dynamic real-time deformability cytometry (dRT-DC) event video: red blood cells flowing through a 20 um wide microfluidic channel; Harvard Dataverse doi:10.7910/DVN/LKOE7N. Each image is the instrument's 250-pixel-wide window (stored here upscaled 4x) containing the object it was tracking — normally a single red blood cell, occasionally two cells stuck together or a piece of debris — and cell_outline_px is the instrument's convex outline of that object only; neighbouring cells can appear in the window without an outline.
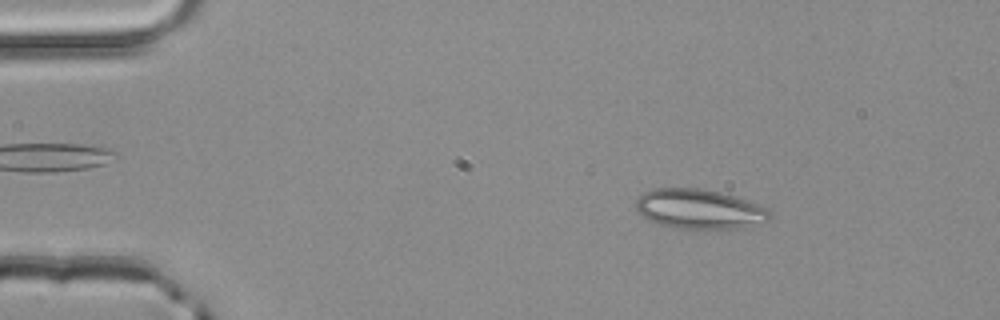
{"species": "common noctule bat (a hibernating species)", "species_latin": "Nyctalus noctula", "temperature_condition": "room temperature", "stored_images_in_passage": 48, "camera_frame_rate_fps": 3000, "um_per_image_px": 0.085, "animal": {"sex": "male", "body_mass_g": 20.4}, "frame": {"image": 1, "passage_image": 4, "time_ms": 1.0, "image_size_px": [1000, 320], "cell_outline_px": [[772, 216], [768, 220], [736, 228], [672, 228], [648, 220], [636, 208], [636, 200], [644, 192], [652, 188], [700, 188], [748, 200], [768, 208]], "centroid_in_image_um": [59.41, 17.76], "position_along_channel_um": 25.6, "area_um2": 30.52}}
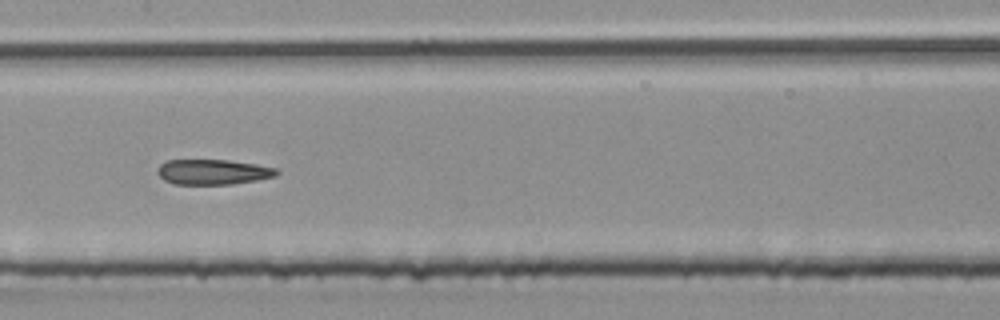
{"frame": {"image": 2, "passage_image": 22, "time_ms": 7.0, "image_size_px": [1000, 320], "cell_outline_px": [[280, 172], [276, 176], [256, 180], [232, 184], [176, 184], [164, 180], [156, 172], [156, 168], [160, 164], [168, 160], [228, 160], [256, 164], [276, 168]], "centroid_in_image_um": [18.1, 14.61], "position_along_channel_um": 189.3, "area_um2": 17.51}}
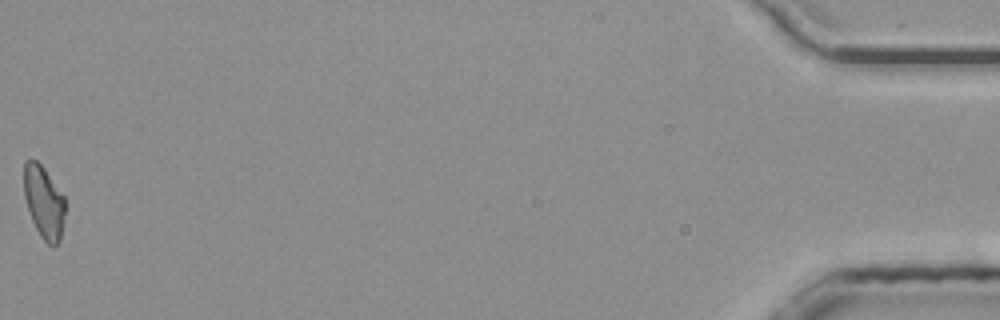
{"frame": {"image": 3, "passage_image": 48, "time_ms": 15.667, "image_size_px": [1000, 320], "cell_outline_px": [[64, 212], [60, 240], [52, 248], [40, 236], [32, 220], [24, 196], [24, 160], [36, 160], [44, 168], [64, 196]], "centroid_in_image_um": [3.72, 17.17], "position_along_channel_um": 431.5, "area_um2": 17.17}, "authors_computed_cell_mechanics": {"area_um2": 18.2648, "velocity_mm_per_s": 4.0161, "shape_relaxation_time_tau1_ms": null, "shape_relaxation_time_tau2_ms": 3.9707, "deformation_change_tau1": null, "deformation_change_tau2": 0.1325}}